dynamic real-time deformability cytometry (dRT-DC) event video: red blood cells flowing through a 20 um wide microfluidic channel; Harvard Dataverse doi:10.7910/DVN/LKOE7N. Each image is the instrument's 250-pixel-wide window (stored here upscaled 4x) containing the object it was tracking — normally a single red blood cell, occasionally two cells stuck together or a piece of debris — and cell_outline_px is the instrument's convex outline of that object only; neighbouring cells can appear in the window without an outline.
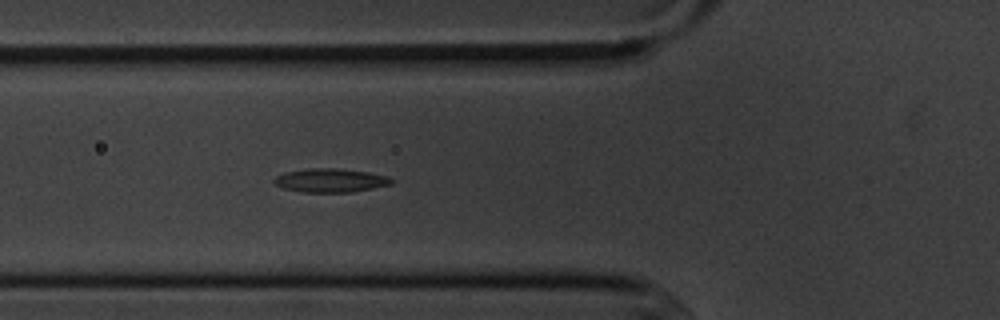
{"species": "common noctule bat (a hibernating species)", "species_latin": "Nyctalus noctula", "temperature_condition": "cold", "stored_images_in_passage": 5, "camera_frame_rate_fps": 3000, "um_per_image_px": 0.085, "animal": {"sex": "male", "body_mass_g": 20.1, "forearm_length_mm": 53.5}, "frame": {"image": 1, "passage_image": 5, "time_ms": 4.667, "image_size_px": [1000, 320], "cell_outline_px": [[392, 184], [352, 192], [304, 192], [284, 188], [276, 184], [272, 180], [276, 176], [284, 172], [308, 168], [340, 168], [368, 172], [388, 176], [392, 180]], "centroid_in_image_um": [28.08, 15.32], "position_along_channel_um": 97.7, "area_um2": 16.18}}